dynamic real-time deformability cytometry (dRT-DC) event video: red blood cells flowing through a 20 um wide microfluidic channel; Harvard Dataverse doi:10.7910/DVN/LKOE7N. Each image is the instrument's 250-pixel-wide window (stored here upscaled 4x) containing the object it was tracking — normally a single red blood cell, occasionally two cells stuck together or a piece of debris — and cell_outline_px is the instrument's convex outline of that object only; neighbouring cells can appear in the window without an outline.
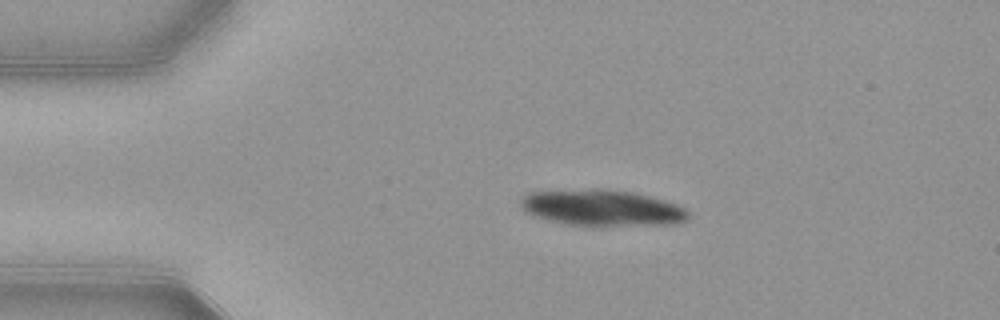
{"species": "common noctule bat (a hibernating species)", "species_latin": "Nyctalus noctula", "temperature_condition": "warm", "stored_images_in_passage": 43, "camera_frame_rate_fps": 3000, "um_per_image_px": 0.085, "animal": {"sex": "female", "body_mass_g": 21.9}, "frame": {"image": 1, "passage_image": 1, "time_ms": 0.0, "image_size_px": [1000, 320], "cell_outline_px": [[688, 216], [684, 220], [672, 224], [600, 228], [568, 224], [548, 220], [532, 216], [524, 212], [520, 204], [520, 200], [528, 192], [596, 188], [604, 188], [632, 192], [664, 200], [676, 204], [684, 208], [688, 212]], "centroid_in_image_um": [51.13, 17.69], "position_along_channel_um": 33.9, "area_um2": 36.24}, "authors_computed_cell_mechanics": {"area_um2": 25.0852, "velocity_mm_per_s": 3.8745, "shape_relaxation_time_tau1_ms": 2.9793, "shape_relaxation_time_tau2_ms": null, "deformation_change_tau1": 0.1238, "deformation_change_tau2": null}}